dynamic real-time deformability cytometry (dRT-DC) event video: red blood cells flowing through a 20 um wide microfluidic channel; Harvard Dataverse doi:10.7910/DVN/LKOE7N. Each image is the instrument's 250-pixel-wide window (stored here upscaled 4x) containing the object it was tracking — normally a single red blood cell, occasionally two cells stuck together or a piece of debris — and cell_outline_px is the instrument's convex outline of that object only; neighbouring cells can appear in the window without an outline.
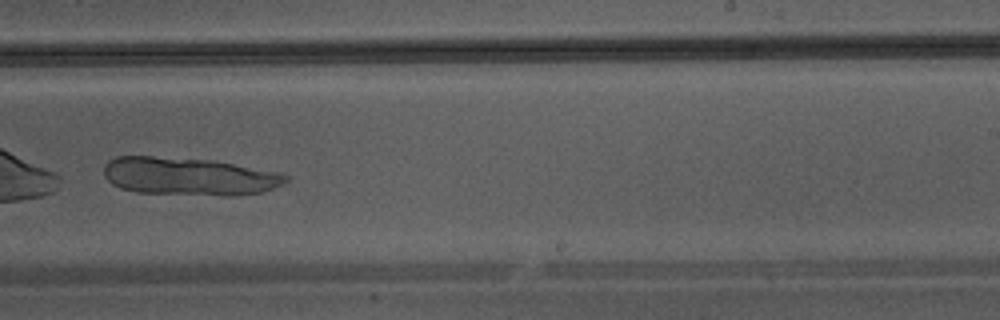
{"species": "Egyptian fruit bat (a non-hibernating species)", "species_latin": "Rousettus aegyptiacus", "temperature_condition": "warm", "stored_images_in_passage": 31, "camera_frame_rate_fps": 3000, "um_per_image_px": 0.085, "animal": {"sex": "male"}, "frame": {"image": 1, "passage_image": 18, "time_ms": 5.667, "image_size_px": [1000, 320], "cell_outline_px": [[292, 176], [284, 184], [260, 192], [236, 196], [224, 196], [136, 192], [120, 188], [112, 184], [104, 176], [104, 164], [108, 160], [116, 156], [152, 156], [212, 160], [284, 172]], "centroid_in_image_um": [16.11, 14.99], "position_along_channel_um": 272.9, "area_um2": 40.81}}